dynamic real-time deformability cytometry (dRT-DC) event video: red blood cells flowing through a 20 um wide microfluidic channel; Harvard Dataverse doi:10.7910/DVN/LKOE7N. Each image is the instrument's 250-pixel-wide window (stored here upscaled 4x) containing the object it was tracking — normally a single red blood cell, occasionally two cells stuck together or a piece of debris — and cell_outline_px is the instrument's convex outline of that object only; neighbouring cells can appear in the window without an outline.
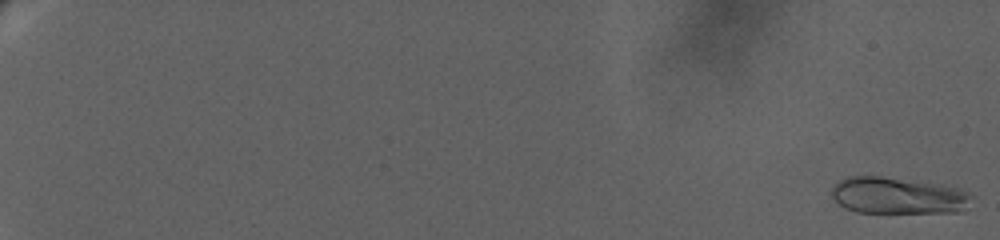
{"species": "human", "species_latin": "Homo sapiens", "temperature_condition": "warm", "stored_images_in_passage": 71, "camera_frame_rate_fps": 3000, "um_per_image_px": 0.085, "donor": {"sex": "female"}, "frame": {"image": 1, "passage_image": 1, "time_ms": 0.0, "image_size_px": [1000, 240], "cell_outline_px": [[972, 196], [968, 208], [964, 212], [856, 212], [844, 208], [832, 196], [832, 188], [840, 180], [848, 176], [880, 176], [944, 184], [960, 188], [968, 192]], "centroid_in_image_um": [76.38, 16.62], "position_along_channel_um": 8.6, "area_um2": 30.11}}
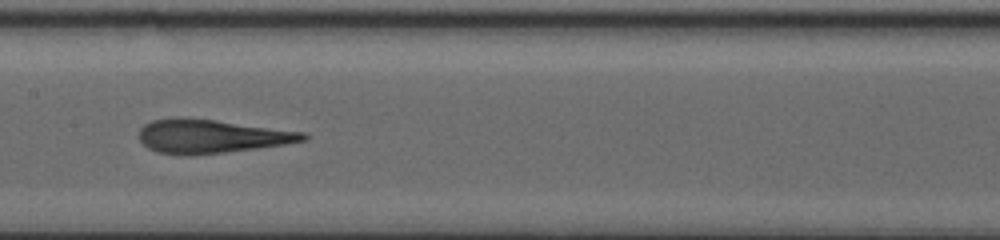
{"frame": {"image": 2, "passage_image": 42, "time_ms": 13.667, "image_size_px": [1000, 240], "cell_outline_px": [[308, 140], [284, 144], [256, 148], [224, 152], [156, 152], [148, 148], [140, 140], [140, 128], [144, 124], [152, 120], [176, 116], [180, 116], [212, 120], [304, 132], [308, 136]], "centroid_in_image_um": [17.96, 11.53], "position_along_channel_um": 189.4, "area_um2": 31.1}}
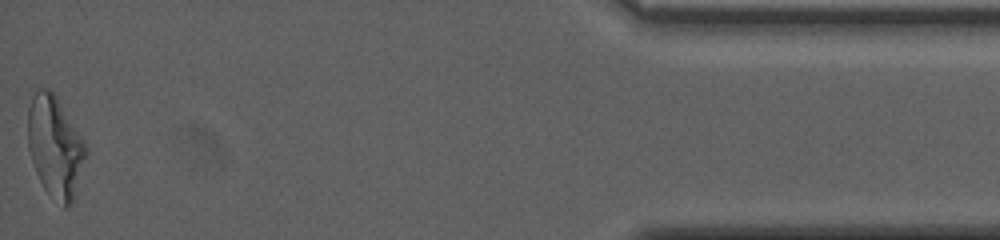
{"frame": {"image": 3, "passage_image": 71, "time_ms": 23.333, "image_size_px": [1000, 240], "cell_outline_px": [[88, 152], [72, 204], [68, 208], [64, 208], [44, 188], [36, 172], [28, 148], [28, 108], [32, 88], [48, 88], [56, 96], [84, 140], [88, 148]], "centroid_in_image_um": [4.68, 12.44], "position_along_channel_um": 430.5, "area_um2": 34.45}}